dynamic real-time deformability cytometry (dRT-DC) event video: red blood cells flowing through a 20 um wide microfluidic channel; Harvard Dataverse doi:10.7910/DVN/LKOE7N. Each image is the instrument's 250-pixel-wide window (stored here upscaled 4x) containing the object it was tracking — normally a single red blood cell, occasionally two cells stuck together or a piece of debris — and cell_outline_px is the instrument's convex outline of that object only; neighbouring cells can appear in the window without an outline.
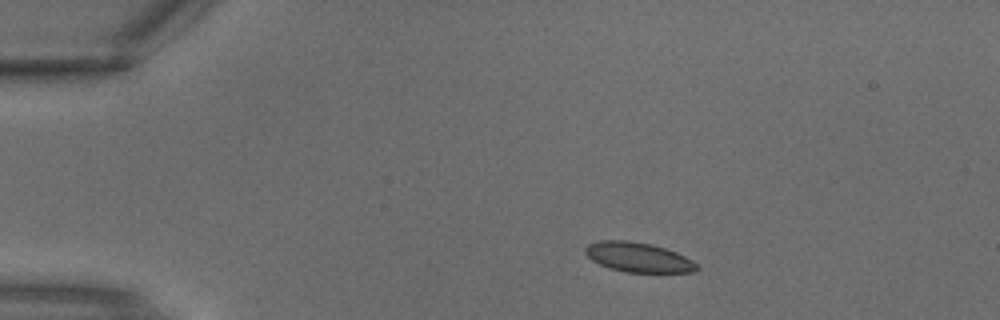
{"species": "common noctule bat (a hibernating species)", "species_latin": "Nyctalus noctula", "temperature_condition": "warm", "stored_images_in_passage": 2, "camera_frame_rate_fps": 3000, "um_per_image_px": 0.085, "animal": {"sex": "male", "body_mass_g": 18.8}, "frame": {"image": 1, "passage_image": 1, "time_ms": 0.0, "image_size_px": [1000, 320], "cell_outline_px": [[700, 268], [696, 272], [624, 272], [608, 268], [592, 260], [584, 252], [584, 248], [588, 244], [600, 240], [628, 240], [652, 244], [676, 252], [692, 260]], "centroid_in_image_um": [54.24, 21.86], "position_along_channel_um": 30.8, "area_um2": 19.36}}